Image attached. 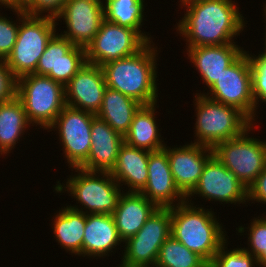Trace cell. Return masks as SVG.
<instances>
[{
	"label": "cell",
	"mask_w": 266,
	"mask_h": 267,
	"mask_svg": "<svg viewBox=\"0 0 266 267\" xmlns=\"http://www.w3.org/2000/svg\"><path fill=\"white\" fill-rule=\"evenodd\" d=\"M16 97L21 101L31 126L39 125L45 130L66 106L64 86L47 76L36 74L17 79Z\"/></svg>",
	"instance_id": "obj_7"
},
{
	"label": "cell",
	"mask_w": 266,
	"mask_h": 267,
	"mask_svg": "<svg viewBox=\"0 0 266 267\" xmlns=\"http://www.w3.org/2000/svg\"><path fill=\"white\" fill-rule=\"evenodd\" d=\"M119 267H150V266H147V265H133V264H128L124 261L121 260V264Z\"/></svg>",
	"instance_id": "obj_38"
},
{
	"label": "cell",
	"mask_w": 266,
	"mask_h": 267,
	"mask_svg": "<svg viewBox=\"0 0 266 267\" xmlns=\"http://www.w3.org/2000/svg\"><path fill=\"white\" fill-rule=\"evenodd\" d=\"M87 1L96 2V3L102 4V5H104L106 3V0H87Z\"/></svg>",
	"instance_id": "obj_43"
},
{
	"label": "cell",
	"mask_w": 266,
	"mask_h": 267,
	"mask_svg": "<svg viewBox=\"0 0 266 267\" xmlns=\"http://www.w3.org/2000/svg\"><path fill=\"white\" fill-rule=\"evenodd\" d=\"M195 194L210 202L214 200L221 204H244L246 201L248 203L247 187L215 155L206 162L198 183L186 196V200H190Z\"/></svg>",
	"instance_id": "obj_13"
},
{
	"label": "cell",
	"mask_w": 266,
	"mask_h": 267,
	"mask_svg": "<svg viewBox=\"0 0 266 267\" xmlns=\"http://www.w3.org/2000/svg\"><path fill=\"white\" fill-rule=\"evenodd\" d=\"M147 43L136 30L104 19L93 41L86 48V61L102 66L136 54Z\"/></svg>",
	"instance_id": "obj_12"
},
{
	"label": "cell",
	"mask_w": 266,
	"mask_h": 267,
	"mask_svg": "<svg viewBox=\"0 0 266 267\" xmlns=\"http://www.w3.org/2000/svg\"><path fill=\"white\" fill-rule=\"evenodd\" d=\"M140 192L158 208H170L186 201V197L174 183L164 149L149 153L148 180Z\"/></svg>",
	"instance_id": "obj_18"
},
{
	"label": "cell",
	"mask_w": 266,
	"mask_h": 267,
	"mask_svg": "<svg viewBox=\"0 0 266 267\" xmlns=\"http://www.w3.org/2000/svg\"><path fill=\"white\" fill-rule=\"evenodd\" d=\"M63 19L67 31L60 35L75 46L87 48L105 19L104 5L87 0H67L56 21Z\"/></svg>",
	"instance_id": "obj_15"
},
{
	"label": "cell",
	"mask_w": 266,
	"mask_h": 267,
	"mask_svg": "<svg viewBox=\"0 0 266 267\" xmlns=\"http://www.w3.org/2000/svg\"><path fill=\"white\" fill-rule=\"evenodd\" d=\"M163 149L168 155L174 183L186 197L198 183L206 162L214 155L213 148L191 141L187 145Z\"/></svg>",
	"instance_id": "obj_16"
},
{
	"label": "cell",
	"mask_w": 266,
	"mask_h": 267,
	"mask_svg": "<svg viewBox=\"0 0 266 267\" xmlns=\"http://www.w3.org/2000/svg\"><path fill=\"white\" fill-rule=\"evenodd\" d=\"M19 25L0 15V59L5 60L16 43Z\"/></svg>",
	"instance_id": "obj_33"
},
{
	"label": "cell",
	"mask_w": 266,
	"mask_h": 267,
	"mask_svg": "<svg viewBox=\"0 0 266 267\" xmlns=\"http://www.w3.org/2000/svg\"><path fill=\"white\" fill-rule=\"evenodd\" d=\"M12 11L18 14L19 30L12 52L4 61L13 76L18 79L35 72L58 24L53 18L28 15L23 9L12 8Z\"/></svg>",
	"instance_id": "obj_4"
},
{
	"label": "cell",
	"mask_w": 266,
	"mask_h": 267,
	"mask_svg": "<svg viewBox=\"0 0 266 267\" xmlns=\"http://www.w3.org/2000/svg\"><path fill=\"white\" fill-rule=\"evenodd\" d=\"M247 227L248 247L245 250L257 258L259 267H266V216L257 217L250 222Z\"/></svg>",
	"instance_id": "obj_30"
},
{
	"label": "cell",
	"mask_w": 266,
	"mask_h": 267,
	"mask_svg": "<svg viewBox=\"0 0 266 267\" xmlns=\"http://www.w3.org/2000/svg\"><path fill=\"white\" fill-rule=\"evenodd\" d=\"M141 106L135 99L107 87L101 109L96 116L124 136L130 129L134 114Z\"/></svg>",
	"instance_id": "obj_25"
},
{
	"label": "cell",
	"mask_w": 266,
	"mask_h": 267,
	"mask_svg": "<svg viewBox=\"0 0 266 267\" xmlns=\"http://www.w3.org/2000/svg\"><path fill=\"white\" fill-rule=\"evenodd\" d=\"M148 42L134 55L101 66L108 88L129 96L142 105L157 103V55L154 43Z\"/></svg>",
	"instance_id": "obj_2"
},
{
	"label": "cell",
	"mask_w": 266,
	"mask_h": 267,
	"mask_svg": "<svg viewBox=\"0 0 266 267\" xmlns=\"http://www.w3.org/2000/svg\"><path fill=\"white\" fill-rule=\"evenodd\" d=\"M171 230L170 208H157L137 234L124 242L122 261L155 267L160 248L171 236Z\"/></svg>",
	"instance_id": "obj_11"
},
{
	"label": "cell",
	"mask_w": 266,
	"mask_h": 267,
	"mask_svg": "<svg viewBox=\"0 0 266 267\" xmlns=\"http://www.w3.org/2000/svg\"><path fill=\"white\" fill-rule=\"evenodd\" d=\"M209 89L210 92L202 94L214 101L237 108L254 123L255 103L252 94L251 62L247 51L226 68Z\"/></svg>",
	"instance_id": "obj_9"
},
{
	"label": "cell",
	"mask_w": 266,
	"mask_h": 267,
	"mask_svg": "<svg viewBox=\"0 0 266 267\" xmlns=\"http://www.w3.org/2000/svg\"><path fill=\"white\" fill-rule=\"evenodd\" d=\"M33 0H10V9H25Z\"/></svg>",
	"instance_id": "obj_37"
},
{
	"label": "cell",
	"mask_w": 266,
	"mask_h": 267,
	"mask_svg": "<svg viewBox=\"0 0 266 267\" xmlns=\"http://www.w3.org/2000/svg\"><path fill=\"white\" fill-rule=\"evenodd\" d=\"M227 241L219 248V251L212 259L213 267H255L258 266L257 258L247 252L244 248H235L227 250L225 245ZM255 264V265H254Z\"/></svg>",
	"instance_id": "obj_31"
},
{
	"label": "cell",
	"mask_w": 266,
	"mask_h": 267,
	"mask_svg": "<svg viewBox=\"0 0 266 267\" xmlns=\"http://www.w3.org/2000/svg\"><path fill=\"white\" fill-rule=\"evenodd\" d=\"M203 260L197 253L170 236L160 248L155 267H195Z\"/></svg>",
	"instance_id": "obj_29"
},
{
	"label": "cell",
	"mask_w": 266,
	"mask_h": 267,
	"mask_svg": "<svg viewBox=\"0 0 266 267\" xmlns=\"http://www.w3.org/2000/svg\"><path fill=\"white\" fill-rule=\"evenodd\" d=\"M191 201L192 198L170 207L171 236L204 260L212 261L227 241L226 231L217 221L212 209L193 206Z\"/></svg>",
	"instance_id": "obj_3"
},
{
	"label": "cell",
	"mask_w": 266,
	"mask_h": 267,
	"mask_svg": "<svg viewBox=\"0 0 266 267\" xmlns=\"http://www.w3.org/2000/svg\"><path fill=\"white\" fill-rule=\"evenodd\" d=\"M16 84L17 79L5 61L0 59V102L11 100L16 96Z\"/></svg>",
	"instance_id": "obj_35"
},
{
	"label": "cell",
	"mask_w": 266,
	"mask_h": 267,
	"mask_svg": "<svg viewBox=\"0 0 266 267\" xmlns=\"http://www.w3.org/2000/svg\"><path fill=\"white\" fill-rule=\"evenodd\" d=\"M67 0H33L24 12L28 15L57 19ZM47 13L43 15V13Z\"/></svg>",
	"instance_id": "obj_34"
},
{
	"label": "cell",
	"mask_w": 266,
	"mask_h": 267,
	"mask_svg": "<svg viewBox=\"0 0 266 267\" xmlns=\"http://www.w3.org/2000/svg\"><path fill=\"white\" fill-rule=\"evenodd\" d=\"M186 50L188 59L194 64L193 67L198 70L208 88L212 87L224 70L245 51L237 44L197 46Z\"/></svg>",
	"instance_id": "obj_20"
},
{
	"label": "cell",
	"mask_w": 266,
	"mask_h": 267,
	"mask_svg": "<svg viewBox=\"0 0 266 267\" xmlns=\"http://www.w3.org/2000/svg\"><path fill=\"white\" fill-rule=\"evenodd\" d=\"M72 169L77 174L67 178L66 186L64 183L61 185L58 181L54 189L57 193L68 191L80 205H84L82 208L85 211L77 206L68 205V207L85 214H112L123 193V190L121 192L120 189L123 184L119 185L110 172L87 171L82 168Z\"/></svg>",
	"instance_id": "obj_5"
},
{
	"label": "cell",
	"mask_w": 266,
	"mask_h": 267,
	"mask_svg": "<svg viewBox=\"0 0 266 267\" xmlns=\"http://www.w3.org/2000/svg\"><path fill=\"white\" fill-rule=\"evenodd\" d=\"M86 49L58 33L47 43L33 74L47 76L65 86L86 64Z\"/></svg>",
	"instance_id": "obj_14"
},
{
	"label": "cell",
	"mask_w": 266,
	"mask_h": 267,
	"mask_svg": "<svg viewBox=\"0 0 266 267\" xmlns=\"http://www.w3.org/2000/svg\"><path fill=\"white\" fill-rule=\"evenodd\" d=\"M106 88L101 66L86 62L64 86L65 103L67 106L97 114Z\"/></svg>",
	"instance_id": "obj_17"
},
{
	"label": "cell",
	"mask_w": 266,
	"mask_h": 267,
	"mask_svg": "<svg viewBox=\"0 0 266 267\" xmlns=\"http://www.w3.org/2000/svg\"><path fill=\"white\" fill-rule=\"evenodd\" d=\"M96 114L65 106L49 127L58 129L59 140L68 166L79 168L87 159L91 147V125Z\"/></svg>",
	"instance_id": "obj_10"
},
{
	"label": "cell",
	"mask_w": 266,
	"mask_h": 267,
	"mask_svg": "<svg viewBox=\"0 0 266 267\" xmlns=\"http://www.w3.org/2000/svg\"><path fill=\"white\" fill-rule=\"evenodd\" d=\"M30 125L24 107L16 96L0 102V154L10 153Z\"/></svg>",
	"instance_id": "obj_27"
},
{
	"label": "cell",
	"mask_w": 266,
	"mask_h": 267,
	"mask_svg": "<svg viewBox=\"0 0 266 267\" xmlns=\"http://www.w3.org/2000/svg\"><path fill=\"white\" fill-rule=\"evenodd\" d=\"M157 208L141 192L123 191L112 213L120 239L125 242L135 236Z\"/></svg>",
	"instance_id": "obj_21"
},
{
	"label": "cell",
	"mask_w": 266,
	"mask_h": 267,
	"mask_svg": "<svg viewBox=\"0 0 266 267\" xmlns=\"http://www.w3.org/2000/svg\"><path fill=\"white\" fill-rule=\"evenodd\" d=\"M158 104L142 105L134 114L129 131L124 135V142L132 147L149 152L163 149L161 133L155 119Z\"/></svg>",
	"instance_id": "obj_24"
},
{
	"label": "cell",
	"mask_w": 266,
	"mask_h": 267,
	"mask_svg": "<svg viewBox=\"0 0 266 267\" xmlns=\"http://www.w3.org/2000/svg\"><path fill=\"white\" fill-rule=\"evenodd\" d=\"M248 54L251 62L252 77V94L255 103V115L258 102L266 104V51L261 52L258 56Z\"/></svg>",
	"instance_id": "obj_32"
},
{
	"label": "cell",
	"mask_w": 266,
	"mask_h": 267,
	"mask_svg": "<svg viewBox=\"0 0 266 267\" xmlns=\"http://www.w3.org/2000/svg\"><path fill=\"white\" fill-rule=\"evenodd\" d=\"M264 6H265L264 7V13H265L264 15H265V21H266V3L264 4ZM265 24H266V22H265ZM265 29H266V26H265ZM264 45H265L264 51H266V32H265V44Z\"/></svg>",
	"instance_id": "obj_42"
},
{
	"label": "cell",
	"mask_w": 266,
	"mask_h": 267,
	"mask_svg": "<svg viewBox=\"0 0 266 267\" xmlns=\"http://www.w3.org/2000/svg\"><path fill=\"white\" fill-rule=\"evenodd\" d=\"M149 151L132 147L125 142L120 146L117 162L111 176L129 187L128 192H140L148 180Z\"/></svg>",
	"instance_id": "obj_23"
},
{
	"label": "cell",
	"mask_w": 266,
	"mask_h": 267,
	"mask_svg": "<svg viewBox=\"0 0 266 267\" xmlns=\"http://www.w3.org/2000/svg\"><path fill=\"white\" fill-rule=\"evenodd\" d=\"M254 123L240 136L218 143L214 155L247 187L266 168V141L249 137Z\"/></svg>",
	"instance_id": "obj_8"
},
{
	"label": "cell",
	"mask_w": 266,
	"mask_h": 267,
	"mask_svg": "<svg viewBox=\"0 0 266 267\" xmlns=\"http://www.w3.org/2000/svg\"><path fill=\"white\" fill-rule=\"evenodd\" d=\"M195 144L214 148L218 143L240 136L253 123L237 108L196 93Z\"/></svg>",
	"instance_id": "obj_6"
},
{
	"label": "cell",
	"mask_w": 266,
	"mask_h": 267,
	"mask_svg": "<svg viewBox=\"0 0 266 267\" xmlns=\"http://www.w3.org/2000/svg\"><path fill=\"white\" fill-rule=\"evenodd\" d=\"M185 7L176 29L186 38L187 48L236 44L233 37L247 24L232 0H197Z\"/></svg>",
	"instance_id": "obj_1"
},
{
	"label": "cell",
	"mask_w": 266,
	"mask_h": 267,
	"mask_svg": "<svg viewBox=\"0 0 266 267\" xmlns=\"http://www.w3.org/2000/svg\"><path fill=\"white\" fill-rule=\"evenodd\" d=\"M54 238L61 248L83 257V238L86 225V214L73 210L68 206L57 212L53 218Z\"/></svg>",
	"instance_id": "obj_26"
},
{
	"label": "cell",
	"mask_w": 266,
	"mask_h": 267,
	"mask_svg": "<svg viewBox=\"0 0 266 267\" xmlns=\"http://www.w3.org/2000/svg\"><path fill=\"white\" fill-rule=\"evenodd\" d=\"M193 1H197V0H180V2H181V7H182V5H183V7H184L186 4H188V3H190V2H193Z\"/></svg>",
	"instance_id": "obj_41"
},
{
	"label": "cell",
	"mask_w": 266,
	"mask_h": 267,
	"mask_svg": "<svg viewBox=\"0 0 266 267\" xmlns=\"http://www.w3.org/2000/svg\"><path fill=\"white\" fill-rule=\"evenodd\" d=\"M121 242L112 214H86L83 257L104 258Z\"/></svg>",
	"instance_id": "obj_22"
},
{
	"label": "cell",
	"mask_w": 266,
	"mask_h": 267,
	"mask_svg": "<svg viewBox=\"0 0 266 267\" xmlns=\"http://www.w3.org/2000/svg\"><path fill=\"white\" fill-rule=\"evenodd\" d=\"M195 267H213V265L211 261L203 260L198 266Z\"/></svg>",
	"instance_id": "obj_39"
},
{
	"label": "cell",
	"mask_w": 266,
	"mask_h": 267,
	"mask_svg": "<svg viewBox=\"0 0 266 267\" xmlns=\"http://www.w3.org/2000/svg\"><path fill=\"white\" fill-rule=\"evenodd\" d=\"M144 0H106L104 16L109 22L136 30L147 42H153L151 35L140 29L144 17ZM140 28V29H139Z\"/></svg>",
	"instance_id": "obj_28"
},
{
	"label": "cell",
	"mask_w": 266,
	"mask_h": 267,
	"mask_svg": "<svg viewBox=\"0 0 266 267\" xmlns=\"http://www.w3.org/2000/svg\"><path fill=\"white\" fill-rule=\"evenodd\" d=\"M0 5L5 6L6 8H10V0H0Z\"/></svg>",
	"instance_id": "obj_40"
},
{
	"label": "cell",
	"mask_w": 266,
	"mask_h": 267,
	"mask_svg": "<svg viewBox=\"0 0 266 267\" xmlns=\"http://www.w3.org/2000/svg\"><path fill=\"white\" fill-rule=\"evenodd\" d=\"M124 136L97 116L91 125V147L88 159L79 167L87 171L111 172Z\"/></svg>",
	"instance_id": "obj_19"
},
{
	"label": "cell",
	"mask_w": 266,
	"mask_h": 267,
	"mask_svg": "<svg viewBox=\"0 0 266 267\" xmlns=\"http://www.w3.org/2000/svg\"><path fill=\"white\" fill-rule=\"evenodd\" d=\"M247 191L248 201L266 204V168L257 176Z\"/></svg>",
	"instance_id": "obj_36"
}]
</instances>
